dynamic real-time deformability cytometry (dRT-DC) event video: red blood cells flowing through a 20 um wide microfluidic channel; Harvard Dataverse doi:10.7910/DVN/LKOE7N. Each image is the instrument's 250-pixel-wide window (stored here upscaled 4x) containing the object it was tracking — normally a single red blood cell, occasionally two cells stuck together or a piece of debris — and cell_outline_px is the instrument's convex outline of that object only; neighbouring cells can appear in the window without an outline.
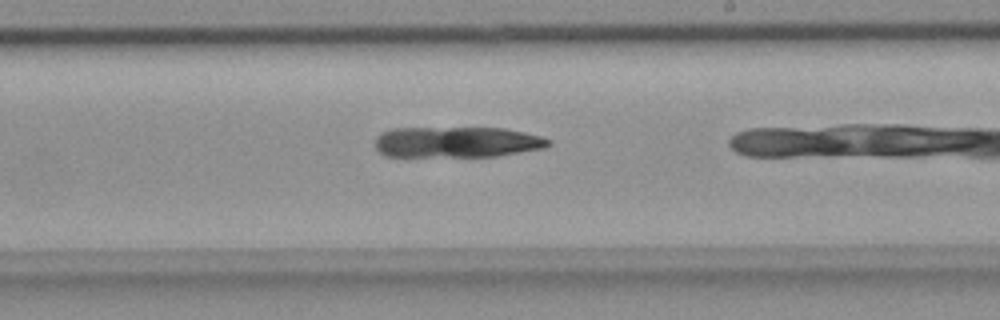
{"species": "common noctule bat (a hibernating species)", "species_latin": "Nyctalus noctula", "temperature_condition": "room temperature", "stored_images_in_passage": 28, "camera_frame_rate_fps": 3000, "um_per_image_px": 0.085, "animal": {"sex": "female", "body_mass_g": 18.4}, "frame": {"image": 1, "passage_image": 16, "time_ms": 5.0, "image_size_px": [1000, 320], "cell_outline_px": [[552, 144], [544, 148], [496, 156], [384, 156], [376, 148], [376, 136], [380, 132], [392, 128], [504, 128], [524, 132], [540, 136], [552, 140]], "centroid_in_image_um": [38.83, 12.07], "position_along_channel_um": 250.2, "area_um2": 31.21}}
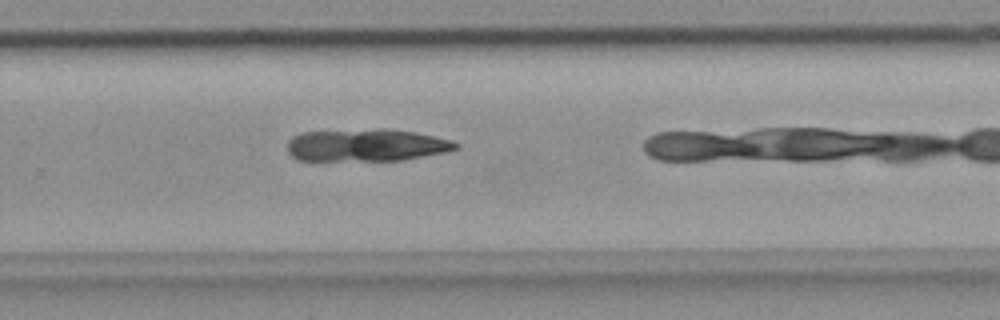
{"frame": {"image": 2, "passage_image": 20, "time_ms": 6.333, "image_size_px": [1000, 320], "cell_outline_px": [[460, 148], [448, 152], [400, 160], [296, 160], [288, 152], [288, 140], [292, 136], [300, 132], [380, 128], [388, 128], [416, 132], [452, 140], [460, 144]], "centroid_in_image_um": [31.17, 12.32], "position_along_channel_um": 298.6, "area_um2": 32.19}}